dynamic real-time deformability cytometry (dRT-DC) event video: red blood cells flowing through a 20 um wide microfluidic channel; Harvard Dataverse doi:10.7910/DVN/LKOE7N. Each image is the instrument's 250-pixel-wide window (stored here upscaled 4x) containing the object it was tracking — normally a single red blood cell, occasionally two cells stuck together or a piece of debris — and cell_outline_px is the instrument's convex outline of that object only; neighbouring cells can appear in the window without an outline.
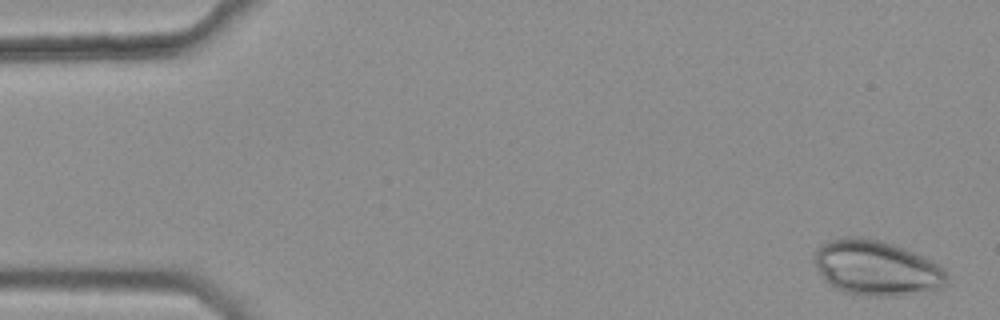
{"species": "common noctule bat (a hibernating species)", "species_latin": "Nyctalus noctula", "temperature_condition": "warm", "stored_images_in_passage": 43, "camera_frame_rate_fps": 3000, "um_per_image_px": 0.085, "animal": {"sex": "female", "body_mass_g": 25.1}, "frame": {"image": 1, "passage_image": 1, "time_ms": 0.0, "image_size_px": [1000, 320], "cell_outline_px": [[948, 284], [944, 288], [900, 296], [864, 296], [844, 292], [828, 284], [824, 280], [812, 260], [812, 256], [820, 244], [828, 240], [844, 236], [864, 236], [880, 240], [904, 248], [932, 260], [944, 268], [948, 272]], "centroid_in_image_um": [74.5, 22.77], "position_along_channel_um": 10.5, "area_um2": 43.47}}
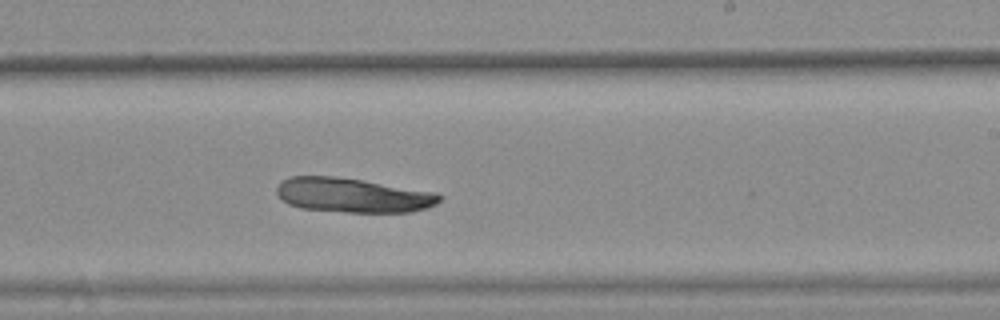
{"frame": {"image": 2, "passage_image": 31, "time_ms": 10.0, "image_size_px": [1000, 320], "cell_outline_px": [[444, 196], [436, 204], [428, 208], [412, 212], [348, 212], [300, 208], [288, 204], [280, 200], [276, 192], [276, 188], [288, 176], [336, 176], [436, 192]], "centroid_in_image_um": [29.99, 16.6], "position_along_channel_um": 259.0, "area_um2": 32.83}}
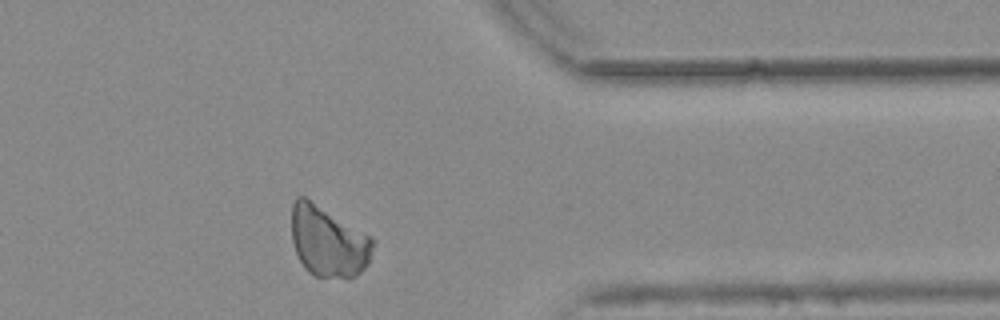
{"frame": {"image": 3, "passage_image": 42, "time_ms": 13.667, "image_size_px": [1000, 320], "cell_outline_px": [[376, 240], [368, 264], [356, 276], [348, 280], [316, 276], [308, 272], [304, 268], [296, 252], [292, 240], [292, 204], [296, 196], [304, 196], [372, 236]], "centroid_in_image_um": [27.93, 20.55], "position_along_channel_um": 383.5, "area_um2": 33.99}}